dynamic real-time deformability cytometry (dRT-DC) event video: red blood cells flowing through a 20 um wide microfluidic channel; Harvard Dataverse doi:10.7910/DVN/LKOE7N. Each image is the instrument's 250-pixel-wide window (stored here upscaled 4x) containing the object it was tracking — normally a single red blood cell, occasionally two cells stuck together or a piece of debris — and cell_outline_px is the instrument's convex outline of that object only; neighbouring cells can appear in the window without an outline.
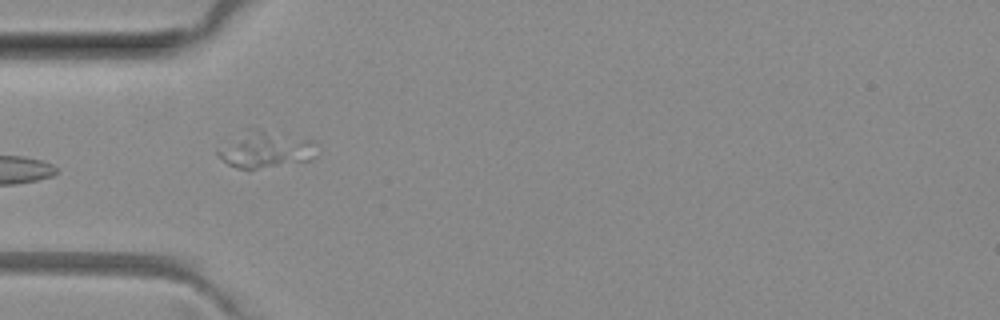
{"species": "common noctule bat (a hibernating species)", "species_latin": "Nyctalus noctula", "temperature_condition": "room temperature", "stored_images_in_passage": 20, "camera_frame_rate_fps": 3000, "um_per_image_px": 0.085, "animal": {"sex": "female", "body_mass_g": 29.2, "forearm_length_mm": 56.3}, "frame": {"image": 1, "passage_image": 1, "time_ms": 0.0, "image_size_px": [1000, 320], "cell_outline_px": [[316, 156], [312, 160], [256, 168], [236, 168], [228, 164], [216, 152], [216, 148], [252, 128], [312, 140]], "centroid_in_image_um": [22.56, 12.73], "position_along_channel_um": 62.4, "area_um2": 20.23}}
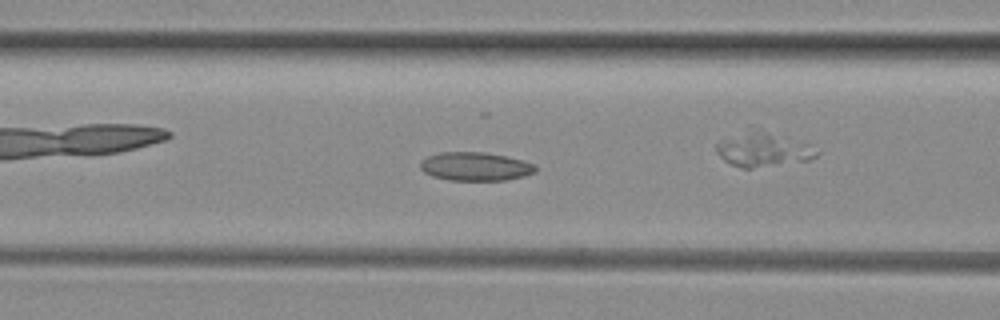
{"frame": {"image": 2, "passage_image": 4, "time_ms": 1.0, "image_size_px": [1000, 320], "cell_outline_px": [[536, 172], [524, 176], [504, 180], [448, 180], [432, 176], [424, 172], [420, 168], [420, 164], [428, 156], [440, 152], [484, 152], [504, 156], [536, 164]], "centroid_in_image_um": [40.4, 14.15], "position_along_channel_um": 126.2, "area_um2": 19.02}}